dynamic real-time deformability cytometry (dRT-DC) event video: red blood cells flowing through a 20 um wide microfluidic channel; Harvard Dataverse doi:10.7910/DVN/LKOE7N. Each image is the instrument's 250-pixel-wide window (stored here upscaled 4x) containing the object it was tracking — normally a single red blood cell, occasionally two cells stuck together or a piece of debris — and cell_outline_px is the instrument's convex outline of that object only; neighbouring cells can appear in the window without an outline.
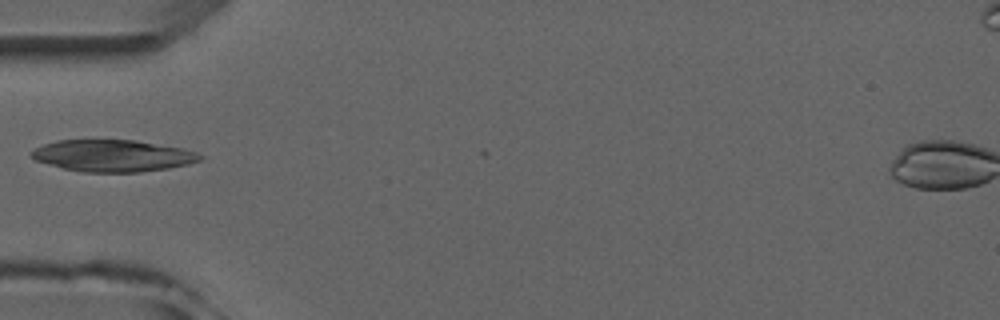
{"species": "common noctule bat (a hibernating species)", "species_latin": "Nyctalus noctula", "temperature_condition": "room temperature", "stored_images_in_passage": 2, "camera_frame_rate_fps": 3000, "um_per_image_px": 0.085, "animal": {"sex": "male", "forearm_length_mm": 52.5}, "frame": {"image": 1, "passage_image": 2, "time_ms": 1.0, "image_size_px": [1000, 320], "cell_outline_px": [[204, 156], [200, 160], [188, 164], [168, 168], [140, 172], [84, 172], [64, 168], [36, 160], [32, 156], [32, 152], [36, 148], [44, 144], [56, 140], [136, 140], [180, 148], [196, 152]], "centroid_in_image_um": [9.61, 13.23], "position_along_channel_um": 75.4, "area_um2": 30.87}}